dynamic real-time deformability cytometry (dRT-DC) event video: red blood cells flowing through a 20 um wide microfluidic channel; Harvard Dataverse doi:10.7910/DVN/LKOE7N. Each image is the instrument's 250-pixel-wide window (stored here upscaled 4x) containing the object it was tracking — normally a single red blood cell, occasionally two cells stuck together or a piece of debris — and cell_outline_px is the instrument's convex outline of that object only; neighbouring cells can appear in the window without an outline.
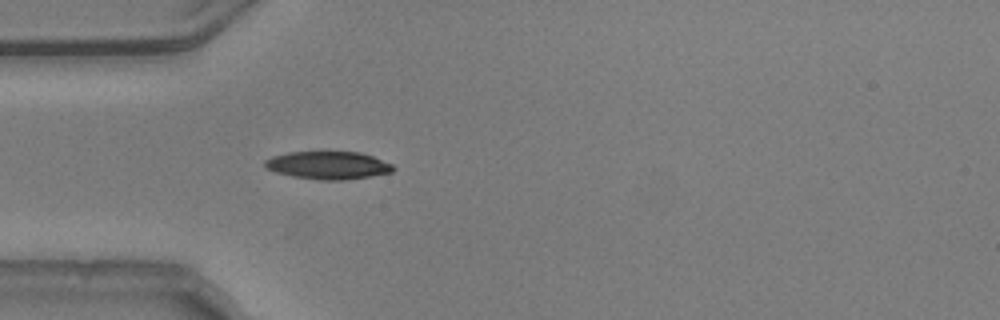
{"species": "common noctule bat (a hibernating species)", "species_latin": "Nyctalus noctula", "temperature_condition": "warm", "stored_images_in_passage": 39, "camera_frame_rate_fps": 3000, "um_per_image_px": 0.085, "animal": {"sex": "male", "body_mass_g": 20.5, "forearm_length_mm": 52.5}, "frame": {"image": 1, "passage_image": 1, "time_ms": 0.0, "image_size_px": [1000, 320], "cell_outline_px": [[396, 168], [392, 172], [372, 176], [344, 180], [320, 180], [292, 176], [276, 172], [268, 168], [264, 164], [264, 160], [272, 156], [288, 152], [360, 152], [372, 156], [392, 164]], "centroid_in_image_um": [27.91, 14.05], "position_along_channel_um": 57.1, "area_um2": 20.75}}
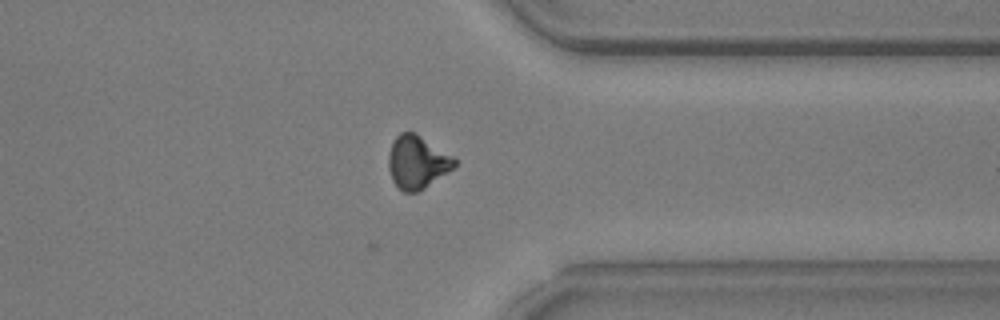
{"frame": {"image": 2, "passage_image": 27, "time_ms": 8.667, "image_size_px": [1000, 320], "cell_outline_px": [[456, 164], [448, 172], [424, 188], [416, 192], [404, 192], [392, 180], [388, 168], [388, 156], [392, 144], [396, 136], [400, 132], [416, 132], [452, 156], [456, 160]], "centroid_in_image_um": [35.44, 13.77], "position_along_channel_um": 376.0, "area_um2": 20.17}}
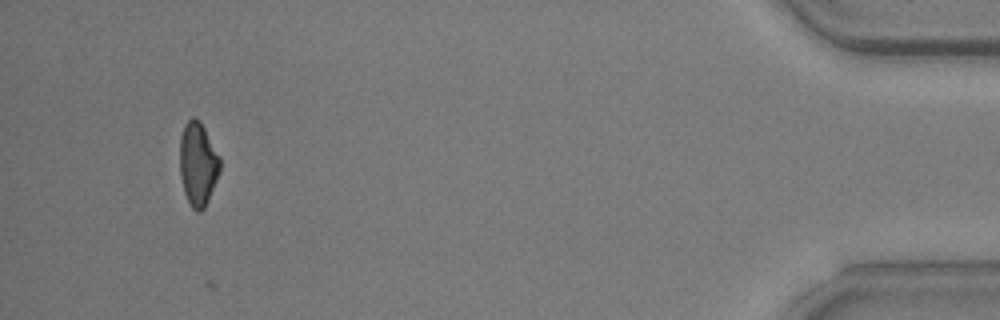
{"frame": {"image": 3, "passage_image": 36, "time_ms": 11.667, "image_size_px": [1000, 320], "cell_outline_px": [[220, 172], [208, 200], [204, 208], [200, 212], [196, 212], [192, 208], [184, 192], [180, 176], [180, 136], [184, 124], [192, 116], [200, 120], [220, 156]], "centroid_in_image_um": [16.82, 13.92], "position_along_channel_um": 418.4, "area_um2": 19.71}, "authors_computed_cell_mechanics": {"area_um2": 20.2878, "velocity_mm_per_s": 3.7682, "shape_relaxation_time_tau1_ms": 4.604, "shape_relaxation_time_tau2_ms": 3.9004, "deformation_change_tau1": 0.14, "deformation_change_tau2": 0.1051}}